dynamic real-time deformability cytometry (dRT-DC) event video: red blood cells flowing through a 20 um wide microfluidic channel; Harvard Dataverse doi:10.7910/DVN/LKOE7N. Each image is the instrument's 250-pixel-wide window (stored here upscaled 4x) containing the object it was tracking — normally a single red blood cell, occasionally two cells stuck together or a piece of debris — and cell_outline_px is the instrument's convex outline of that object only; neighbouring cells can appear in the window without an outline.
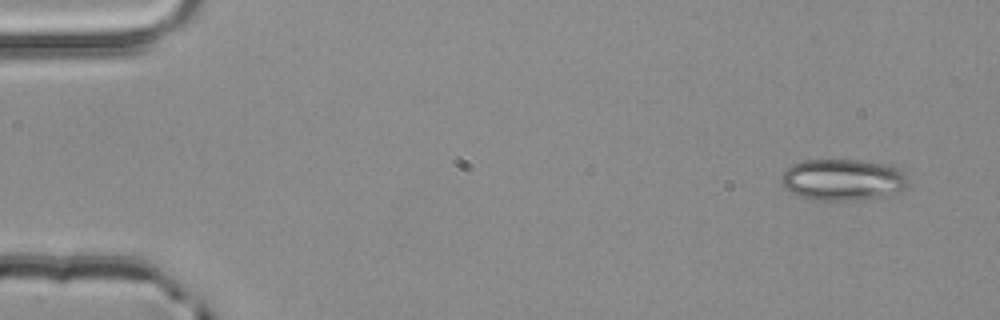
{"species": "common noctule bat (a hibernating species)", "species_latin": "Nyctalus noctula", "temperature_condition": "room temperature", "stored_images_in_passage": 3, "camera_frame_rate_fps": 3000, "um_per_image_px": 0.085, "animal": {"sex": "male", "body_mass_g": 20.4}, "frame": {"image": 1, "passage_image": 1, "time_ms": 0.0, "image_size_px": [1000, 320], "cell_outline_px": [[908, 184], [900, 192], [892, 196], [844, 200], [824, 200], [800, 196], [784, 188], [780, 180], [780, 176], [792, 164], [804, 160], [860, 160], [892, 164], [900, 168], [908, 176]], "centroid_in_image_um": [71.71, 15.26], "position_along_channel_um": 13.3, "area_um2": 30.98}}